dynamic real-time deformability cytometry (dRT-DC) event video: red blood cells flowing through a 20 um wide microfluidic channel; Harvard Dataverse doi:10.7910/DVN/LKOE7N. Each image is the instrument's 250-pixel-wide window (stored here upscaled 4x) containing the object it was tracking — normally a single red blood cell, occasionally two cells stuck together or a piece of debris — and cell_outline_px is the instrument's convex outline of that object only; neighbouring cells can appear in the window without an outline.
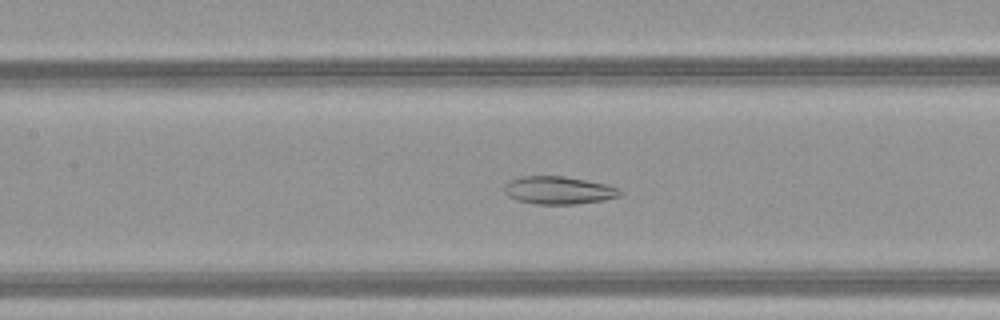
{"species": "common noctule bat (a hibernating species)", "species_latin": "Nyctalus noctula", "temperature_condition": "warm", "stored_images_in_passage": 43, "camera_frame_rate_fps": 3000, "um_per_image_px": 0.085, "animal": {"sex": "female", "body_mass_g": 21.9}, "frame": {"image": 1, "passage_image": 17, "time_ms": 5.333, "image_size_px": [1000, 320], "cell_outline_px": [[624, 192], [620, 196], [604, 200], [576, 204], [536, 204], [516, 200], [508, 196], [504, 192], [504, 184], [520, 176], [564, 176], [608, 184], [620, 188]], "centroid_in_image_um": [47.51, 16.17], "position_along_channel_um": 159.9, "area_um2": 18.96}}
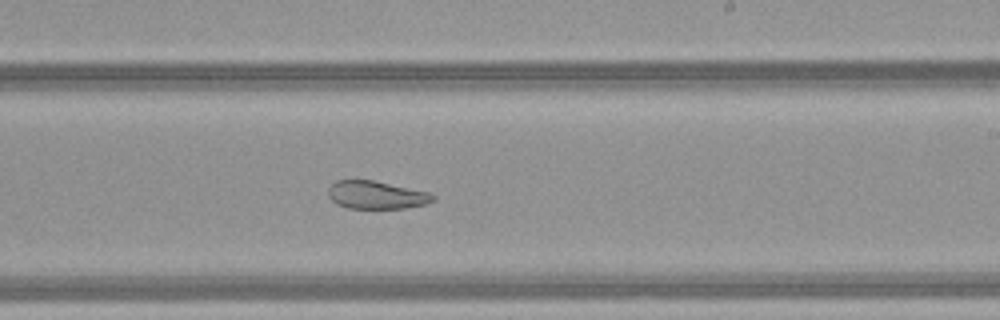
{"frame": {"image": 2, "passage_image": 24, "time_ms": 7.667, "image_size_px": [1000, 320], "cell_outline_px": [[436, 200], [424, 204], [404, 208], [348, 208], [336, 204], [328, 196], [328, 188], [336, 180], [372, 180], [428, 192], [436, 196]], "centroid_in_image_um": [31.97, 16.57], "position_along_channel_um": 257.0, "area_um2": 16.94}}
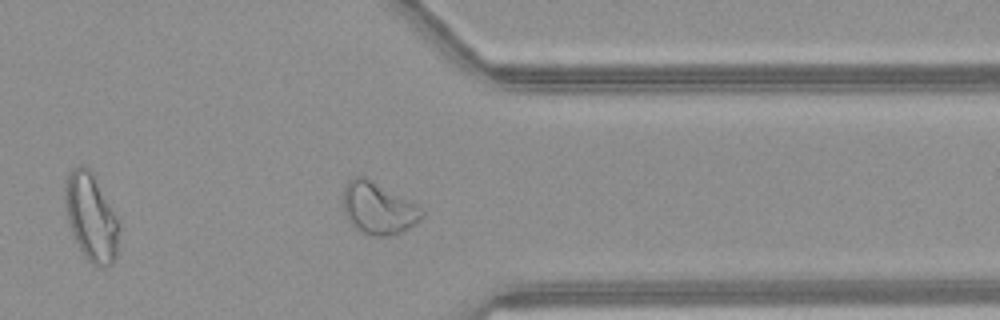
{"frame": {"image": 3, "passage_image": 33, "time_ms": 10.667, "image_size_px": [1000, 320], "cell_outline_px": [[424, 216], [416, 224], [400, 232], [388, 236], [372, 236], [356, 228], [348, 220], [344, 212], [344, 188], [348, 180], [352, 176], [364, 176], [424, 208]], "centroid_in_image_um": [32.17, 17.7], "position_along_channel_um": 379.2, "area_um2": 23.7}, "authors_computed_cell_mechanics": {"area_um2": 24.3338, "velocity_mm_per_s": 4.1789, "shape_relaxation_time_tau1_ms": null, "shape_relaxation_time_tau2_ms": 2.2201, "deformation_change_tau1": null, "deformation_change_tau2": 0.0827}}